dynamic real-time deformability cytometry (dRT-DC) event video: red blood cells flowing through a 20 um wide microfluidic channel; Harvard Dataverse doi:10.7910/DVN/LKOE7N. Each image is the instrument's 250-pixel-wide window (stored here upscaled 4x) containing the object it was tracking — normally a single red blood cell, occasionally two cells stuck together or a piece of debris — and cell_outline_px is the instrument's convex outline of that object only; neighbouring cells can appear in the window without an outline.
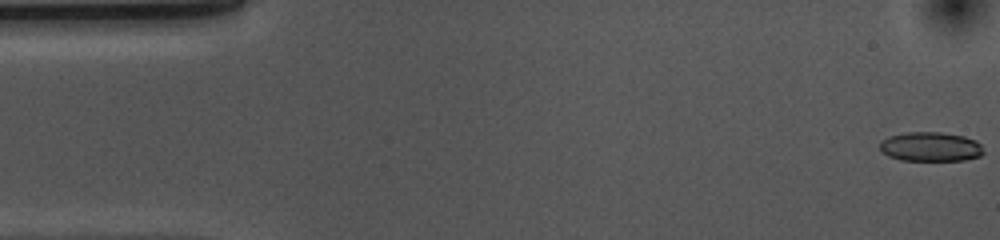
{"species": "common noctule bat (a hibernating species)", "species_latin": "Nyctalus noctula", "temperature_condition": "cold", "stored_images_in_passage": 12, "camera_frame_rate_fps": 3000, "um_per_image_px": 0.085, "animal": {"sex": "female", "body_mass_g": 10.0, "forearm_length_mm": 53.1}, "frame": {"image": 1, "passage_image": 1, "time_ms": 0.0, "image_size_px": [1000, 240], "cell_outline_px": [[984, 152], [980, 156], [964, 160], [900, 160], [888, 156], [880, 152], [880, 140], [888, 136], [908, 132], [940, 132], [964, 136], [976, 140], [980, 144]], "centroid_in_image_um": [79.07, 12.47], "position_along_channel_um": 5.9, "area_um2": 17.86}}